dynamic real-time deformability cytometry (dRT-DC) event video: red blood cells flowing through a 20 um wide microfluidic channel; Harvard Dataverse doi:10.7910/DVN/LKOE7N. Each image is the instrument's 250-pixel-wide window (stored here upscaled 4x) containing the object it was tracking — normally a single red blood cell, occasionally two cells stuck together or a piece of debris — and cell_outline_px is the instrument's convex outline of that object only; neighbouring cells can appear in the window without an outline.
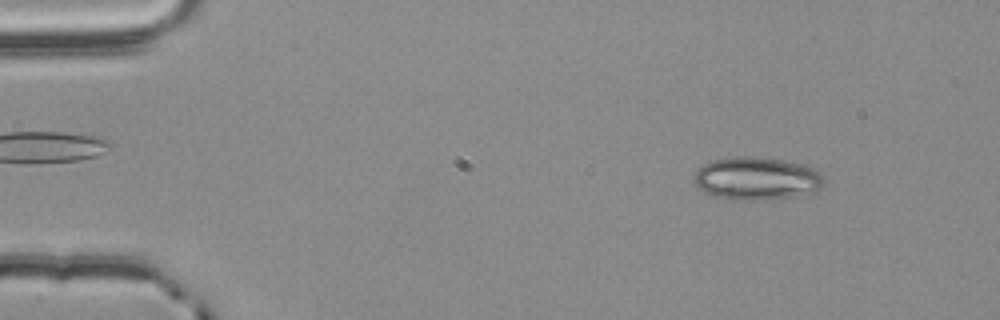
{"species": "common noctule bat (a hibernating species)", "species_latin": "Nyctalus noctula", "temperature_condition": "room temperature", "stored_images_in_passage": 54, "camera_frame_rate_fps": 3000, "um_per_image_px": 0.085, "animal": {"sex": "male", "body_mass_g": 20.4}, "frame": {"image": 1, "passage_image": 6, "time_ms": 1.667, "image_size_px": [1000, 320], "cell_outline_px": [[824, 184], [820, 188], [788, 196], [752, 200], [728, 200], [704, 192], [692, 180], [692, 176], [704, 164], [712, 160], [732, 156], [752, 156], [780, 160], [800, 164], [816, 168], [820, 172], [824, 180]], "centroid_in_image_um": [64.24, 15.15], "position_along_channel_um": 20.8, "area_um2": 32.02}}
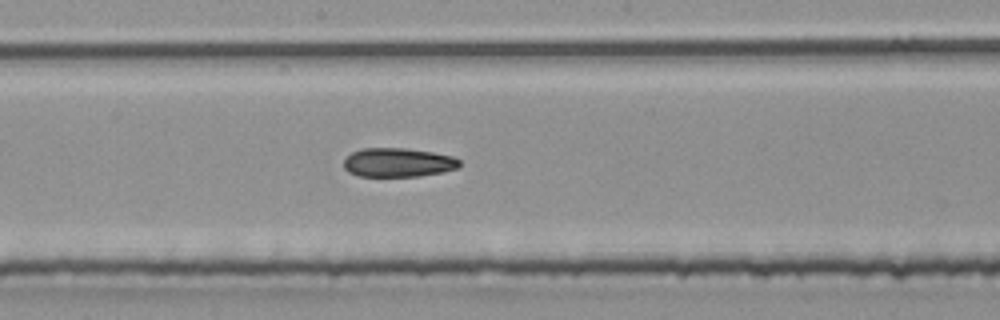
{"frame": {"image": 2, "passage_image": 29, "time_ms": 9.333, "image_size_px": [1000, 320], "cell_outline_px": [[460, 168], [444, 172], [416, 176], [360, 176], [348, 172], [344, 168], [344, 160], [352, 152], [364, 148], [408, 148], [432, 152], [452, 156], [460, 160]], "centroid_in_image_um": [33.86, 13.81], "position_along_channel_um": 214.3, "area_um2": 19.59}}
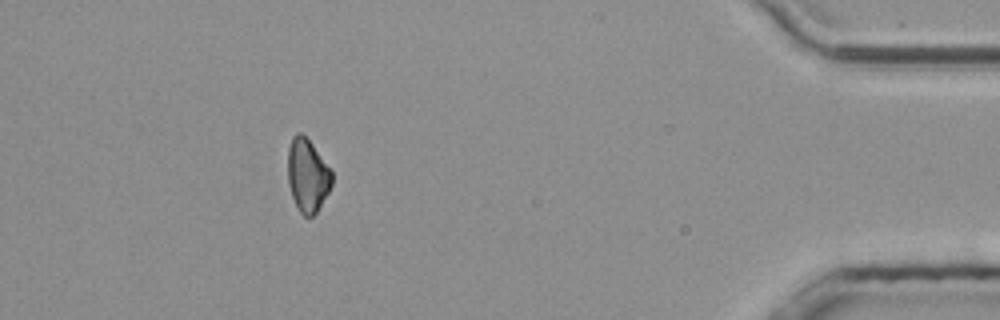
{"frame": {"image": 3, "passage_image": 49, "time_ms": 16.0, "image_size_px": [1000, 320], "cell_outline_px": [[332, 184], [328, 192], [316, 212], [308, 220], [300, 212], [292, 196], [288, 184], [288, 148], [292, 136], [296, 132], [300, 132], [312, 144], [332, 172]], "centroid_in_image_um": [26.12, 14.92], "position_along_channel_um": 409.1, "area_um2": 18.61}, "authors_computed_cell_mechanics": {"area_um2": 20.2589, "velocity_mm_per_s": 3.7954, "shape_relaxation_time_tau1_ms": 6.2812, "shape_relaxation_time_tau2_ms": 6.7354, "deformation_change_tau1": 0.1062, "deformation_change_tau2": 0.13}}